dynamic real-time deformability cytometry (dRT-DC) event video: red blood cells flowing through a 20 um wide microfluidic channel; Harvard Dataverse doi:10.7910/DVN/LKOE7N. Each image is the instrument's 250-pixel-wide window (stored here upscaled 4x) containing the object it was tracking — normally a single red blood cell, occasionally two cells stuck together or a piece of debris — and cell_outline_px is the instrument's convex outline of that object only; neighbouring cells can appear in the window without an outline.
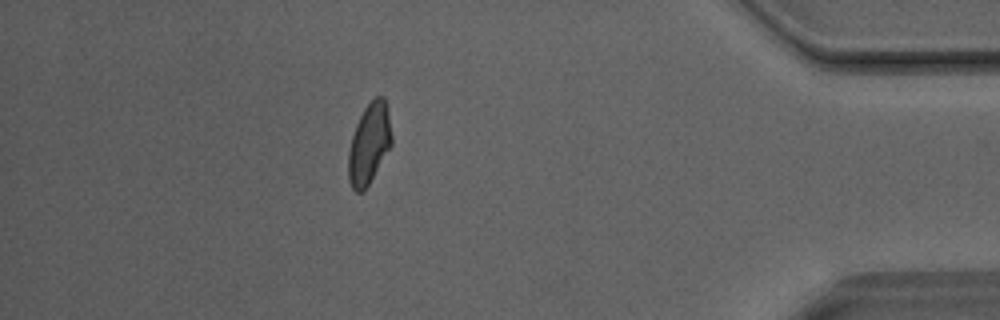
{"species": "Egyptian fruit bat (a non-hibernating species)", "species_latin": "Rousettus aegyptiacus", "temperature_condition": "room temperature", "stored_images_in_passage": 28, "camera_frame_rate_fps": 3000, "um_per_image_px": 0.085, "animal": {"sex": "male"}, "frame": {"image": 1, "passage_image": 28, "time_ms": 9.0, "image_size_px": [1000, 320], "cell_outline_px": [[392, 144], [364, 192], [356, 192], [352, 188], [348, 180], [348, 152], [352, 136], [356, 124], [364, 108], [376, 96], [384, 96], [388, 104], [392, 136]], "centroid_in_image_um": [31.39, 12.2], "position_along_channel_um": 403.8, "area_um2": 20.52}}